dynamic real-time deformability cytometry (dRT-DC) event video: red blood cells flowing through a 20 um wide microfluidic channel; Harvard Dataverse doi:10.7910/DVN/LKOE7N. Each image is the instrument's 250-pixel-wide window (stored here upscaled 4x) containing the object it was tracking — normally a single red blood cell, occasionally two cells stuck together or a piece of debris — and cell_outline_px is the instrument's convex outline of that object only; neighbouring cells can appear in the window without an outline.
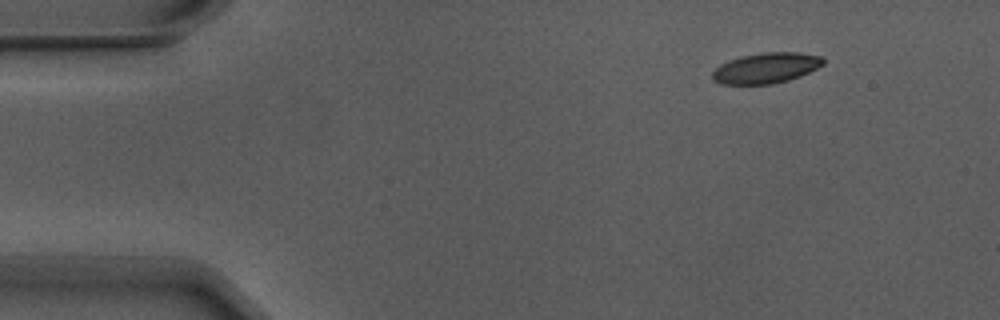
{"species": "Egyptian fruit bat (a non-hibernating species)", "species_latin": "Rousettus aegyptiacus", "temperature_condition": "warm", "stored_images_in_passage": 4, "camera_frame_rate_fps": 3000, "um_per_image_px": 0.085, "animal": {"sex": "male"}, "frame": {"image": 1, "passage_image": 1, "time_ms": 0.0, "image_size_px": [1000, 320], "cell_outline_px": [[824, 64], [800, 76], [788, 80], [772, 84], [720, 84], [712, 80], [712, 72], [720, 64], [744, 56], [764, 52], [796, 52], [820, 56], [824, 60]], "centroid_in_image_um": [65.1, 5.79], "position_along_channel_um": 19.9, "area_um2": 19.48}}
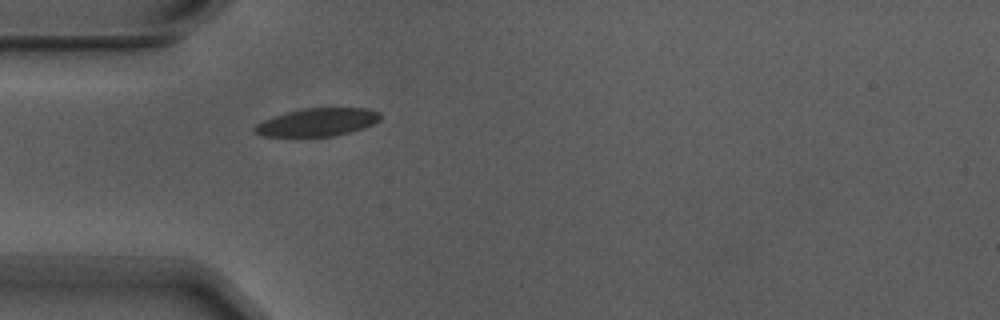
{"frame": {"image": 2, "passage_image": 4, "time_ms": 1.0, "image_size_px": [1000, 320], "cell_outline_px": [[380, 120], [364, 128], [352, 132], [332, 136], [264, 136], [252, 132], [252, 128], [256, 124], [272, 116], [304, 108], [364, 108], [380, 112]], "centroid_in_image_um": [26.96, 10.39], "position_along_channel_um": 58.0, "area_um2": 20.46}}